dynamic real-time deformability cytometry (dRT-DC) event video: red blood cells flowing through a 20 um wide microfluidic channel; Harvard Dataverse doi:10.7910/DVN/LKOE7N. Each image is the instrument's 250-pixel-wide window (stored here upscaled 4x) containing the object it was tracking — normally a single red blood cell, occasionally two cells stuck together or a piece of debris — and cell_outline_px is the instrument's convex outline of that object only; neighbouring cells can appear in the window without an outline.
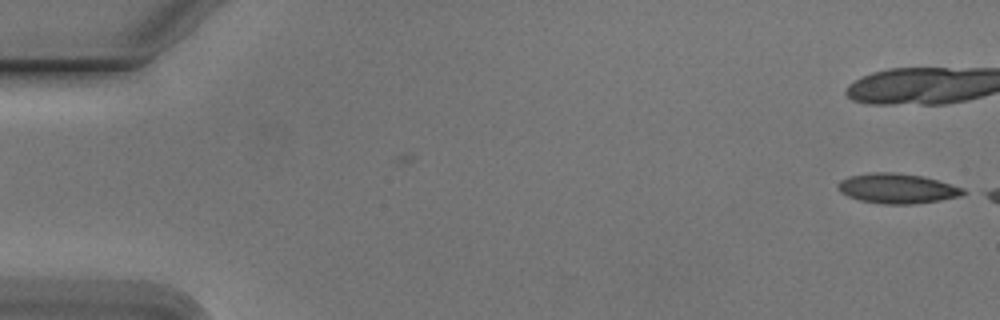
{"species": "Egyptian fruit bat (a non-hibernating species)", "species_latin": "Rousettus aegyptiacus", "temperature_condition": "cold", "stored_images_in_passage": 7, "camera_frame_rate_fps": 3000, "um_per_image_px": 0.085, "animal": {"sex": "male"}, "frame": {"image": 1, "passage_image": 7, "time_ms": 2.0, "image_size_px": [1000, 320], "cell_outline_px": [[968, 192], [960, 196], [940, 200], [912, 204], [884, 204], [860, 200], [848, 196], [840, 192], [836, 184], [840, 180], [848, 176], [872, 172], [896, 172], [924, 176], [964, 188]], "centroid_in_image_um": [76.26, 16.01], "position_along_channel_um": 8.7, "area_um2": 21.96}}